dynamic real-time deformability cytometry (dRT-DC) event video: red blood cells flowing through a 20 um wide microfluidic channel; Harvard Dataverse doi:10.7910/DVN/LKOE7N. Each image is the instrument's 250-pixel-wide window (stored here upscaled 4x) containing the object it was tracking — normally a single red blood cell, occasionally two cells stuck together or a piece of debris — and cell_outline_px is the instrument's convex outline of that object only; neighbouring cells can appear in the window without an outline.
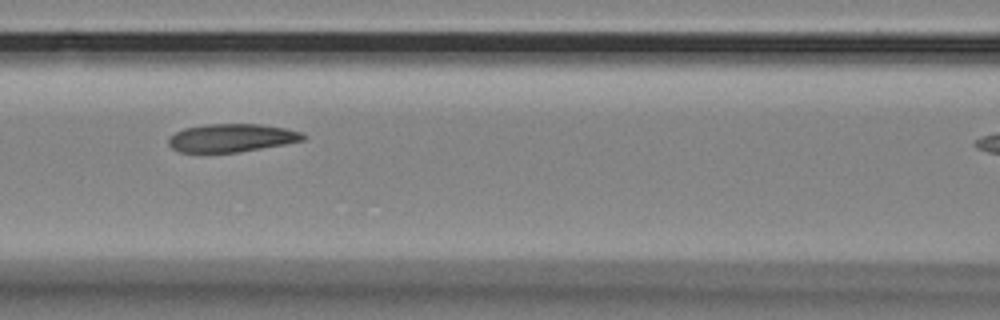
{"species": "Egyptian fruit bat (a non-hibernating species)", "species_latin": "Rousettus aegyptiacus", "temperature_condition": "room temperature", "stored_images_in_passage": 12, "camera_frame_rate_fps": 3000, "um_per_image_px": 0.085, "animal": {"sex": "female"}, "frame": {"image": 1, "passage_image": 6, "time_ms": 5.667, "image_size_px": [1000, 320], "cell_outline_px": [[308, 136], [304, 140], [284, 144], [236, 152], [180, 152], [172, 148], [168, 144], [168, 140], [176, 132], [184, 128], [208, 124], [260, 124], [284, 128], [300, 132]], "centroid_in_image_um": [19.69, 11.71], "position_along_channel_um": 146.9, "area_um2": 21.79}}
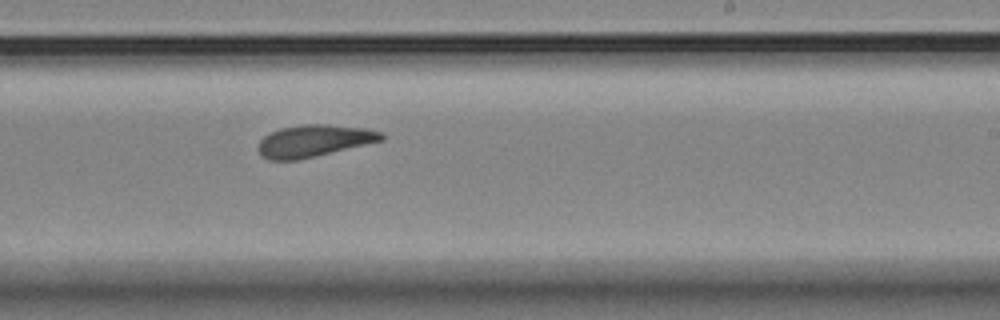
{"frame": {"image": 2, "passage_image": 9, "time_ms": 9.0, "image_size_px": [1000, 320], "cell_outline_px": [[384, 140], [300, 160], [268, 160], [260, 152], [260, 140], [264, 136], [280, 128], [304, 124], [328, 124], [364, 128], [380, 132], [384, 136]], "centroid_in_image_um": [26.71, 11.97], "position_along_channel_um": 262.3, "area_um2": 22.77}}
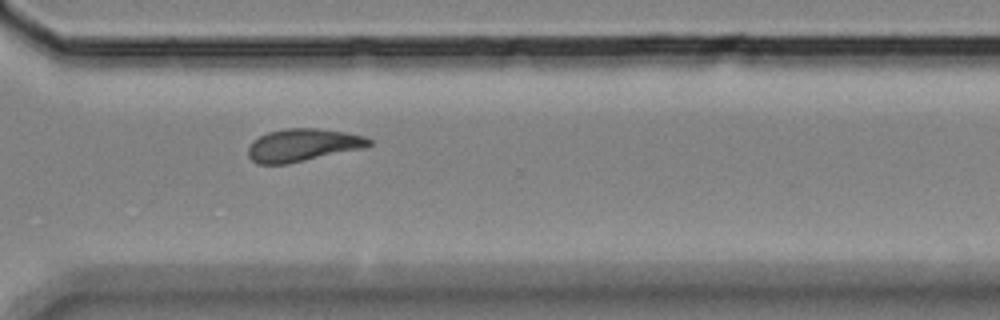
{"frame": {"image": 3, "passage_image": 12, "time_ms": 13.333, "image_size_px": [1000, 320], "cell_outline_px": [[372, 144], [364, 148], [288, 164], [256, 164], [248, 156], [248, 148], [252, 140], [268, 132], [284, 128], [316, 128], [344, 132], [364, 136], [372, 140]], "centroid_in_image_um": [25.72, 12.34], "position_along_channel_um": 344.9, "area_um2": 23.12}}